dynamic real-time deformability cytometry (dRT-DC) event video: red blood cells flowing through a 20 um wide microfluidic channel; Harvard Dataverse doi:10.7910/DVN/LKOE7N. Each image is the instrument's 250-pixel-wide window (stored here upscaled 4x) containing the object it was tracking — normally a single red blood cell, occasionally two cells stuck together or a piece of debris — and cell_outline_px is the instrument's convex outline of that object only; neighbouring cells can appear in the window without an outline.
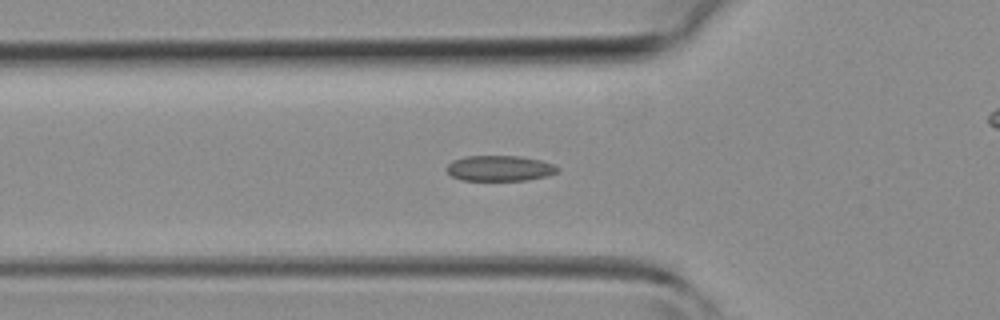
{"species": "common noctule bat (a hibernating species)", "species_latin": "Nyctalus noctula", "temperature_condition": "room temperature", "stored_images_in_passage": 45, "camera_frame_rate_fps": 3000, "um_per_image_px": 0.085, "animal": {"sex": "female", "body_mass_g": 19.3, "forearm_length_mm": 54.1}, "frame": {"image": 1, "passage_image": 15, "time_ms": 4.667, "image_size_px": [1000, 320], "cell_outline_px": [[560, 168], [556, 172], [544, 176], [524, 180], [460, 180], [452, 176], [444, 168], [452, 160], [464, 156], [520, 156], [540, 160], [552, 164]], "centroid_in_image_um": [42.4, 14.29], "position_along_channel_um": 83.4, "area_um2": 16.42}}
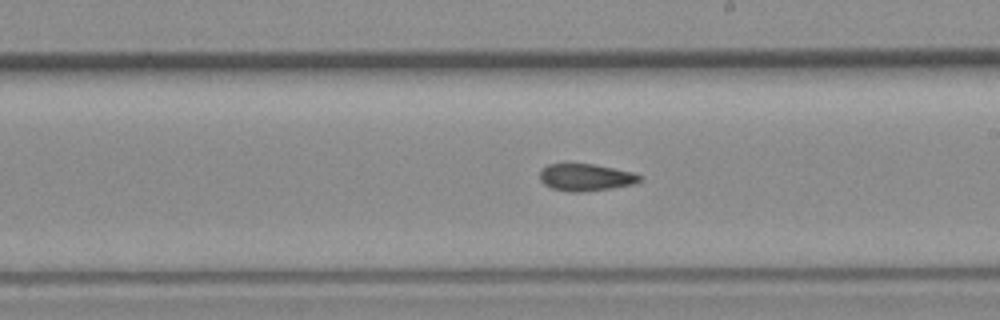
{"frame": {"image": 2, "passage_image": 25, "time_ms": 8.0, "image_size_px": [1000, 320], "cell_outline_px": [[644, 180], [636, 184], [612, 188], [580, 192], [572, 192], [552, 188], [544, 184], [540, 180], [540, 168], [548, 164], [564, 160], [596, 164], [632, 172], [644, 176]], "centroid_in_image_um": [49.78, 15.02], "position_along_channel_um": 239.2, "area_um2": 16.7}}
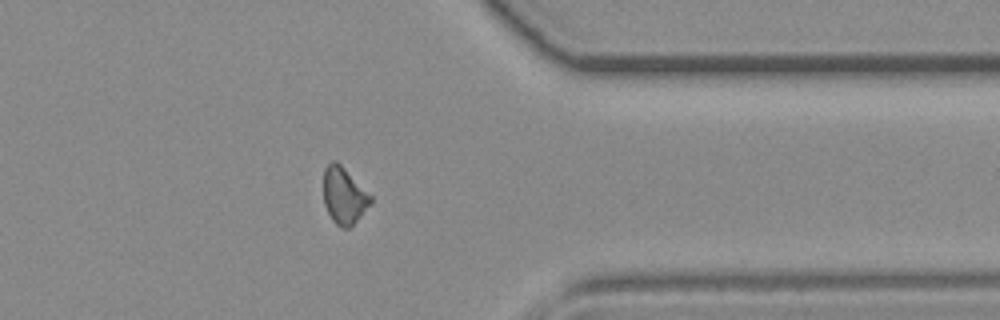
{"frame": {"image": 3, "passage_image": 35, "time_ms": 11.333, "image_size_px": [1000, 320], "cell_outline_px": [[372, 204], [348, 228], [344, 228], [336, 224], [332, 220], [324, 204], [324, 168], [332, 160], [336, 160], [372, 196]], "centroid_in_image_um": [29.24, 16.62], "position_along_channel_um": 382.2, "area_um2": 15.37}}